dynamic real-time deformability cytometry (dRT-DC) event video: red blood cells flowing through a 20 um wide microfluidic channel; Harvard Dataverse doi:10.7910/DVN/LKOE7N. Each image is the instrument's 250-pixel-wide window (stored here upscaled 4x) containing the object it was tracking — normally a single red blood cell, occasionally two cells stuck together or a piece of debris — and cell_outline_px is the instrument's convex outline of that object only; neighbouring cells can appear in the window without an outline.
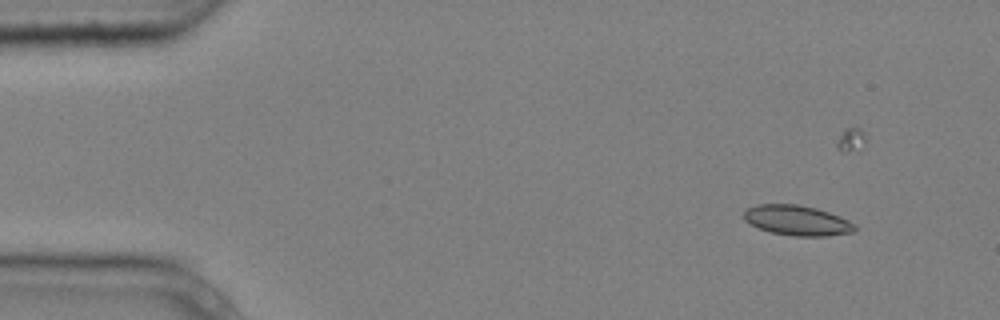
{"species": "common noctule bat (a hibernating species)", "species_latin": "Nyctalus noctula", "temperature_condition": "cold", "stored_images_in_passage": 5, "segment_of_instrument_passage": [2, 2], "camera_frame_rate_fps": 3000, "um_per_image_px": 0.085, "animal": {"sex": "male", "body_mass_g": 20.4}, "frame": {"image": 1, "passage_image": 5, "time_ms": 1.333, "image_size_px": [1000, 320], "cell_outline_px": [[856, 228], [852, 232], [828, 236], [792, 236], [772, 232], [760, 228], [744, 220], [744, 212], [748, 208], [756, 204], [796, 204], [816, 208], [840, 216], [856, 224]], "centroid_in_image_um": [67.77, 18.73], "position_along_channel_um": 17.2, "area_um2": 19.36}}